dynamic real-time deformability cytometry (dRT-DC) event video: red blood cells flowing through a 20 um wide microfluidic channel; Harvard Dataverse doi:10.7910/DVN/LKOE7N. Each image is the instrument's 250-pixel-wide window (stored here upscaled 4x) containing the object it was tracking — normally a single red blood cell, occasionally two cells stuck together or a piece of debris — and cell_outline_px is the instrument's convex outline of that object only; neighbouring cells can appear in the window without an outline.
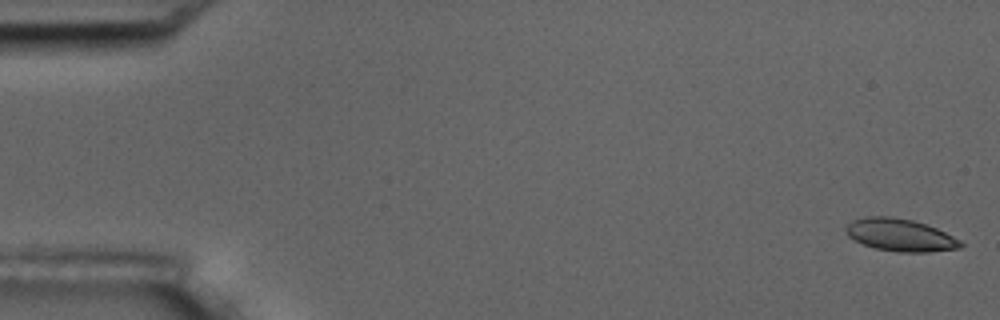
{"species": "common noctule bat (a hibernating species)", "species_latin": "Nyctalus noctula", "temperature_condition": "room temperature", "stored_images_in_passage": 4, "camera_frame_rate_fps": 3000, "um_per_image_px": 0.085, "animal": {"sex": "male", "body_mass_g": 17.5, "forearm_length_mm": 52.3}, "frame": {"image": 1, "passage_image": 1, "time_ms": 0.0, "image_size_px": [1000, 320], "cell_outline_px": [[964, 244], [960, 248], [928, 252], [900, 252], [876, 248], [864, 244], [848, 236], [844, 228], [852, 220], [864, 216], [892, 216], [912, 220], [928, 224], [960, 240]], "centroid_in_image_um": [76.51, 19.96], "position_along_channel_um": 8.5, "area_um2": 21.68}}
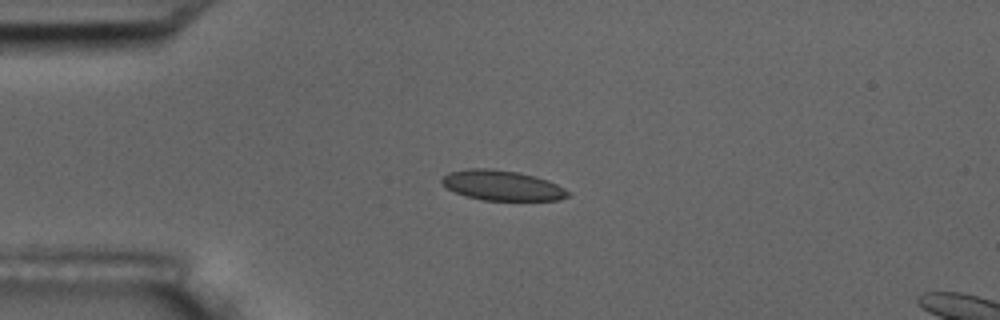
{"frame": {"image": 2, "passage_image": 4, "time_ms": 4.333, "image_size_px": [1000, 320], "cell_outline_px": [[568, 196], [560, 200], [484, 200], [468, 196], [456, 192], [440, 184], [440, 180], [448, 172], [468, 168], [488, 168], [520, 172], [548, 180], [564, 188], [568, 192]], "centroid_in_image_um": [42.65, 15.75], "position_along_channel_um": 42.3, "area_um2": 22.02}}